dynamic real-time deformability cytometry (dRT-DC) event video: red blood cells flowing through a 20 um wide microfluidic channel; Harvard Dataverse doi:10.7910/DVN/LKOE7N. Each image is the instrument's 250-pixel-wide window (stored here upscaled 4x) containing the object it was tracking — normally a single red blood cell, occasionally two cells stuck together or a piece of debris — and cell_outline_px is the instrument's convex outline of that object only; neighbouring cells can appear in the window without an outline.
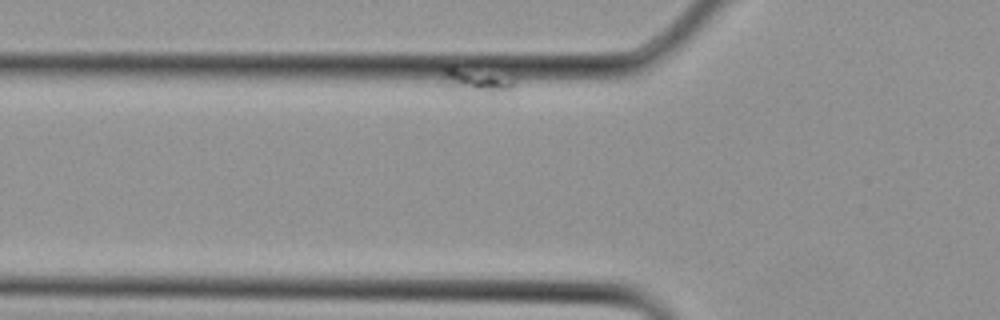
{"species": "Egyptian fruit bat (a non-hibernating species)", "species_latin": "Rousettus aegyptiacus", "temperature_condition": "cold", "stored_images_in_passage": 6, "segment_of_instrument_passage": [2, 2], "camera_frame_rate_fps": 3000, "um_per_image_px": 0.085, "animal": {"sex": "female"}, "frame": {"image": 1, "passage_image": 6, "time_ms": 1.667, "image_size_px": [1000, 320], "cell_outline_px": [[516, 84], [504, 96], [452, 96], [448, 88], [440, 68], [444, 64], [512, 76], [516, 80]], "centroid_in_image_um": [40.47, 6.98], "position_along_channel_um": 85.3, "area_um2": 12.48}}